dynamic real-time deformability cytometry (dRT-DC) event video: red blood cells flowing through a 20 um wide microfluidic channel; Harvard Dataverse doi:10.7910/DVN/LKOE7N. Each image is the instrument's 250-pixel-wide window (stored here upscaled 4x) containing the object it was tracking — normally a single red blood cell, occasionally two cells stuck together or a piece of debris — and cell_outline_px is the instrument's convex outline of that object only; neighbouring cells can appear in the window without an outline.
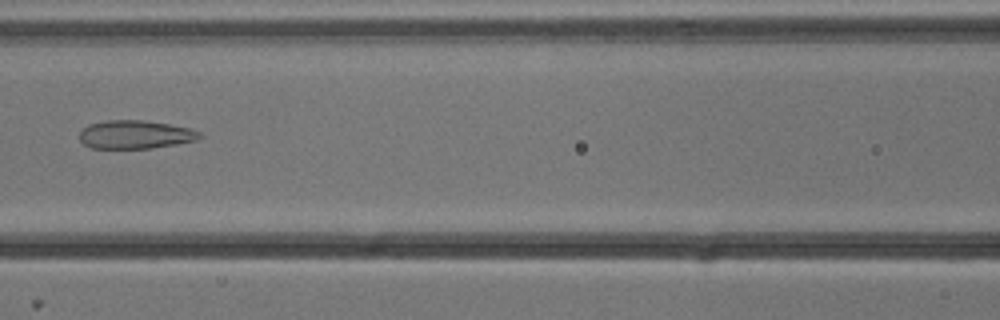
{"species": "common noctule bat (a hibernating species)", "species_latin": "Nyctalus noctula", "temperature_condition": "cold", "stored_images_in_passage": 5, "camera_frame_rate_fps": 3000, "um_per_image_px": 0.085, "animal": {"sex": "male", "body_mass_g": 13.3}, "frame": {"image": 1, "passage_image": 5, "time_ms": 1.333, "image_size_px": [1000, 320], "cell_outline_px": [[204, 136], [196, 140], [176, 144], [152, 148], [92, 148], [84, 144], [80, 140], [80, 132], [88, 124], [108, 120], [144, 120], [192, 128], [200, 132]], "centroid_in_image_um": [11.53, 11.43], "position_along_channel_um": 155.1, "area_um2": 19.88}}